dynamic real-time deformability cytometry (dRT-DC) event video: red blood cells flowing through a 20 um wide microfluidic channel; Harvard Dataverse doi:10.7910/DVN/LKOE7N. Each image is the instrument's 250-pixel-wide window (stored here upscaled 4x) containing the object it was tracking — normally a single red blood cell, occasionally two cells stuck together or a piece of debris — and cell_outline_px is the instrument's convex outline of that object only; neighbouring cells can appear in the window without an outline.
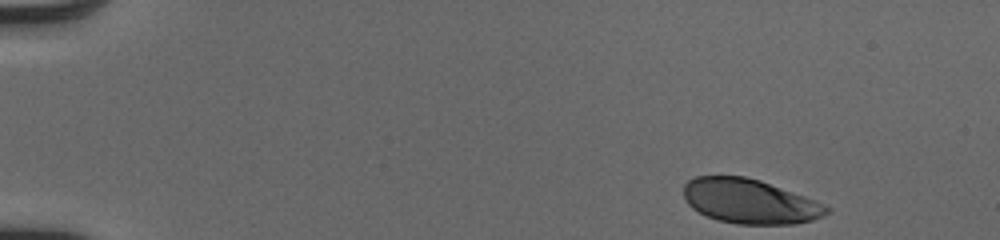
{"species": "human", "species_latin": "Homo sapiens", "temperature_condition": "cold", "stored_images_in_passage": 46, "camera_frame_rate_fps": 3000, "um_per_image_px": 0.085, "donor": {"sex": "male"}, "frame": {"image": 1, "passage_image": 1, "time_ms": 0.0, "image_size_px": [1000, 240], "cell_outline_px": [[832, 208], [824, 216], [812, 220], [792, 224], [736, 224], [720, 220], [708, 216], [692, 208], [684, 200], [684, 184], [688, 180], [696, 176], [744, 176], [760, 180], [804, 196]], "centroid_in_image_um": [63.71, 17.11], "position_along_channel_um": 21.3, "area_um2": 36.93}}
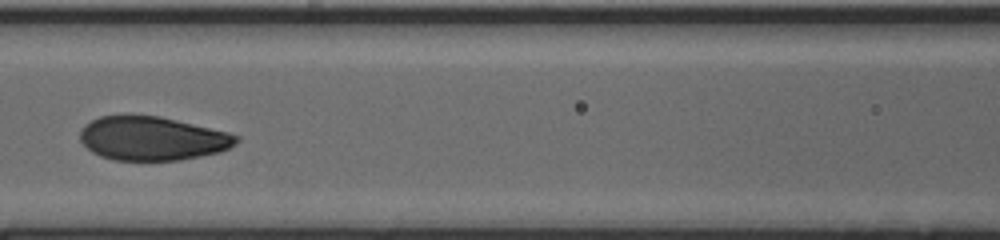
{"frame": {"image": 2, "passage_image": 20, "time_ms": 6.333, "image_size_px": [1000, 240], "cell_outline_px": [[240, 140], [236, 144], [220, 152], [180, 160], [112, 160], [100, 156], [92, 152], [80, 140], [80, 132], [84, 124], [100, 116], [160, 116], [228, 132], [240, 136]], "centroid_in_image_um": [12.96, 11.78], "position_along_channel_um": 153.6, "area_um2": 39.77}}
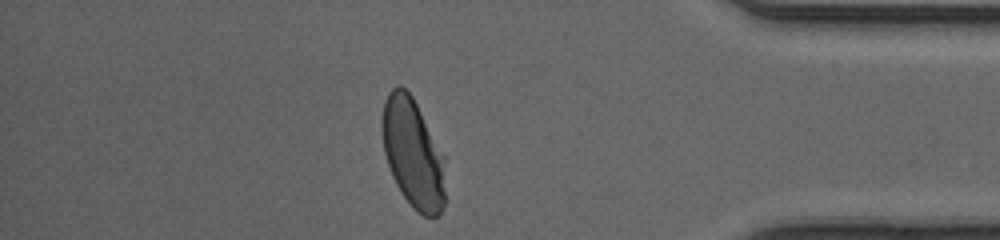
{"frame": {"image": 3, "passage_image": 40, "time_ms": 13.0, "image_size_px": [1000, 240], "cell_outline_px": [[444, 204], [440, 212], [436, 216], [424, 216], [416, 212], [412, 208], [400, 192], [392, 176], [384, 152], [380, 128], [380, 120], [384, 100], [388, 92], [392, 88], [400, 84], [412, 96], [444, 156]], "centroid_in_image_um": [35.06, 13.01], "position_along_channel_um": 400.1, "area_um2": 40.4}, "authors_computed_cell_mechanics": {"area_um2": 40.3733, "velocity_mm_per_s": 4.0893, "shape_relaxation_time_tau1_ms": 2.5787, "shape_relaxation_time_tau2_ms": null, "deformation_change_tau1": 0.1464, "deformation_change_tau2": null}}